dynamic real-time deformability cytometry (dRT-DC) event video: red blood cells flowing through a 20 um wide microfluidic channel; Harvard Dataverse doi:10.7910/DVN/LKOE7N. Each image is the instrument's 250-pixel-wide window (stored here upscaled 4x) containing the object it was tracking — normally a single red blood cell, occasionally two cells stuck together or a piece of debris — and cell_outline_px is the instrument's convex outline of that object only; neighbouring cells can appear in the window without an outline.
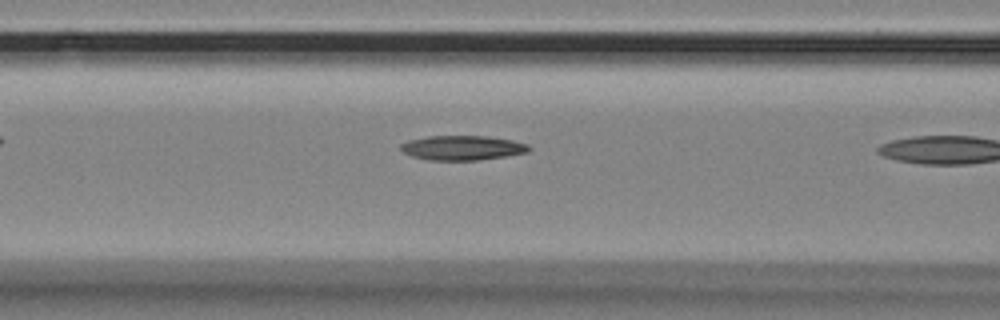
{"species": "Egyptian fruit bat (a non-hibernating species)", "species_latin": "Rousettus aegyptiacus", "temperature_condition": "room temperature", "stored_images_in_passage": 9, "camera_frame_rate_fps": 3000, "um_per_image_px": 0.085, "animal": {"sex": "female"}, "frame": {"image": 1, "passage_image": 8, "time_ms": 2.333, "image_size_px": [1000, 320], "cell_outline_px": [[532, 148], [528, 152], [504, 156], [476, 160], [428, 160], [412, 156], [404, 152], [400, 148], [400, 144], [408, 140], [428, 136], [488, 136], [512, 140], [528, 144]], "centroid_in_image_um": [39.3, 12.56], "position_along_channel_um": 127.3, "area_um2": 18.32}}